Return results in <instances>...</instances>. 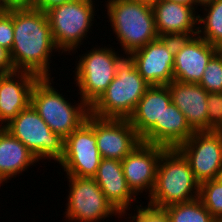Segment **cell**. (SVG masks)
Instances as JSON below:
<instances>
[{
    "instance_id": "6da1fadb",
    "label": "cell",
    "mask_w": 222,
    "mask_h": 222,
    "mask_svg": "<svg viewBox=\"0 0 222 222\" xmlns=\"http://www.w3.org/2000/svg\"><path fill=\"white\" fill-rule=\"evenodd\" d=\"M13 31L10 57L15 71L50 78L49 59L54 50L60 51L53 42L47 13L33 7H14Z\"/></svg>"
},
{
    "instance_id": "7a4b0ae2",
    "label": "cell",
    "mask_w": 222,
    "mask_h": 222,
    "mask_svg": "<svg viewBox=\"0 0 222 222\" xmlns=\"http://www.w3.org/2000/svg\"><path fill=\"white\" fill-rule=\"evenodd\" d=\"M200 183L177 149H166L158 162L156 183L147 205L158 209L199 198Z\"/></svg>"
},
{
    "instance_id": "3957f363",
    "label": "cell",
    "mask_w": 222,
    "mask_h": 222,
    "mask_svg": "<svg viewBox=\"0 0 222 222\" xmlns=\"http://www.w3.org/2000/svg\"><path fill=\"white\" fill-rule=\"evenodd\" d=\"M123 56L113 81L90 106L91 115L98 118L129 119L150 87L139 74L130 56Z\"/></svg>"
},
{
    "instance_id": "277c9868",
    "label": "cell",
    "mask_w": 222,
    "mask_h": 222,
    "mask_svg": "<svg viewBox=\"0 0 222 222\" xmlns=\"http://www.w3.org/2000/svg\"><path fill=\"white\" fill-rule=\"evenodd\" d=\"M106 2L108 22L126 56L159 38L151 5L134 0Z\"/></svg>"
},
{
    "instance_id": "5b68a950",
    "label": "cell",
    "mask_w": 222,
    "mask_h": 222,
    "mask_svg": "<svg viewBox=\"0 0 222 222\" xmlns=\"http://www.w3.org/2000/svg\"><path fill=\"white\" fill-rule=\"evenodd\" d=\"M51 81V77L36 81L31 91L30 104L50 129L65 139L86 121L90 107L82 99L80 103L71 105L52 86Z\"/></svg>"
},
{
    "instance_id": "8992f818",
    "label": "cell",
    "mask_w": 222,
    "mask_h": 222,
    "mask_svg": "<svg viewBox=\"0 0 222 222\" xmlns=\"http://www.w3.org/2000/svg\"><path fill=\"white\" fill-rule=\"evenodd\" d=\"M94 2L93 0H73L46 12L53 42L59 51L62 50L61 53L68 51L70 54V51L74 52L82 45V40L87 37L94 21L93 18L96 16Z\"/></svg>"
},
{
    "instance_id": "52a82bcc",
    "label": "cell",
    "mask_w": 222,
    "mask_h": 222,
    "mask_svg": "<svg viewBox=\"0 0 222 222\" xmlns=\"http://www.w3.org/2000/svg\"><path fill=\"white\" fill-rule=\"evenodd\" d=\"M99 47V48H98ZM94 47L82 54L75 68L80 98L90 107L116 76L117 66L124 58L111 47Z\"/></svg>"
},
{
    "instance_id": "ba28073f",
    "label": "cell",
    "mask_w": 222,
    "mask_h": 222,
    "mask_svg": "<svg viewBox=\"0 0 222 222\" xmlns=\"http://www.w3.org/2000/svg\"><path fill=\"white\" fill-rule=\"evenodd\" d=\"M3 128L21 141L38 160L49 158L58 163L63 157L64 138L50 129L31 104Z\"/></svg>"
},
{
    "instance_id": "9c48e42d",
    "label": "cell",
    "mask_w": 222,
    "mask_h": 222,
    "mask_svg": "<svg viewBox=\"0 0 222 222\" xmlns=\"http://www.w3.org/2000/svg\"><path fill=\"white\" fill-rule=\"evenodd\" d=\"M66 176L70 187L65 211L67 221L101 222L110 216L120 217L93 178Z\"/></svg>"
},
{
    "instance_id": "30bf717a",
    "label": "cell",
    "mask_w": 222,
    "mask_h": 222,
    "mask_svg": "<svg viewBox=\"0 0 222 222\" xmlns=\"http://www.w3.org/2000/svg\"><path fill=\"white\" fill-rule=\"evenodd\" d=\"M101 159L94 128L86 120L64 139V153L58 163L69 176L94 178Z\"/></svg>"
},
{
    "instance_id": "8fae6325",
    "label": "cell",
    "mask_w": 222,
    "mask_h": 222,
    "mask_svg": "<svg viewBox=\"0 0 222 222\" xmlns=\"http://www.w3.org/2000/svg\"><path fill=\"white\" fill-rule=\"evenodd\" d=\"M177 149L188 160L200 184L222 176V133L218 131L194 132Z\"/></svg>"
},
{
    "instance_id": "7c38bea8",
    "label": "cell",
    "mask_w": 222,
    "mask_h": 222,
    "mask_svg": "<svg viewBox=\"0 0 222 222\" xmlns=\"http://www.w3.org/2000/svg\"><path fill=\"white\" fill-rule=\"evenodd\" d=\"M176 38L159 37L129 56L150 86L170 84L173 78Z\"/></svg>"
},
{
    "instance_id": "4fadbf2b",
    "label": "cell",
    "mask_w": 222,
    "mask_h": 222,
    "mask_svg": "<svg viewBox=\"0 0 222 222\" xmlns=\"http://www.w3.org/2000/svg\"><path fill=\"white\" fill-rule=\"evenodd\" d=\"M86 120L94 128L102 158L121 161L142 142L128 119L98 118L89 114Z\"/></svg>"
},
{
    "instance_id": "5bb4252c",
    "label": "cell",
    "mask_w": 222,
    "mask_h": 222,
    "mask_svg": "<svg viewBox=\"0 0 222 222\" xmlns=\"http://www.w3.org/2000/svg\"><path fill=\"white\" fill-rule=\"evenodd\" d=\"M219 48L202 37L176 38L173 78L183 83H199L211 58Z\"/></svg>"
},
{
    "instance_id": "9a60e30c",
    "label": "cell",
    "mask_w": 222,
    "mask_h": 222,
    "mask_svg": "<svg viewBox=\"0 0 222 222\" xmlns=\"http://www.w3.org/2000/svg\"><path fill=\"white\" fill-rule=\"evenodd\" d=\"M167 148L141 142L121 160L124 177L131 191L137 196L146 189L152 194L158 162Z\"/></svg>"
},
{
    "instance_id": "2e32d148",
    "label": "cell",
    "mask_w": 222,
    "mask_h": 222,
    "mask_svg": "<svg viewBox=\"0 0 222 222\" xmlns=\"http://www.w3.org/2000/svg\"><path fill=\"white\" fill-rule=\"evenodd\" d=\"M195 9L193 5L158 0L152 5L158 36L182 38L197 35L199 25Z\"/></svg>"
},
{
    "instance_id": "e0dca14e",
    "label": "cell",
    "mask_w": 222,
    "mask_h": 222,
    "mask_svg": "<svg viewBox=\"0 0 222 222\" xmlns=\"http://www.w3.org/2000/svg\"><path fill=\"white\" fill-rule=\"evenodd\" d=\"M39 77L31 72L0 74V127H4L30 104L33 85Z\"/></svg>"
},
{
    "instance_id": "ac0fdd59",
    "label": "cell",
    "mask_w": 222,
    "mask_h": 222,
    "mask_svg": "<svg viewBox=\"0 0 222 222\" xmlns=\"http://www.w3.org/2000/svg\"><path fill=\"white\" fill-rule=\"evenodd\" d=\"M171 102L184 114L194 132L209 131L207 115L208 92L198 83L173 80L167 85Z\"/></svg>"
},
{
    "instance_id": "d6986e66",
    "label": "cell",
    "mask_w": 222,
    "mask_h": 222,
    "mask_svg": "<svg viewBox=\"0 0 222 222\" xmlns=\"http://www.w3.org/2000/svg\"><path fill=\"white\" fill-rule=\"evenodd\" d=\"M101 188L107 201L120 214V217L130 210L132 200L136 195L128 187L123 174L121 161L117 159L102 158L93 178ZM136 197V198H135Z\"/></svg>"
},
{
    "instance_id": "ffe728a7",
    "label": "cell",
    "mask_w": 222,
    "mask_h": 222,
    "mask_svg": "<svg viewBox=\"0 0 222 222\" xmlns=\"http://www.w3.org/2000/svg\"><path fill=\"white\" fill-rule=\"evenodd\" d=\"M193 133L184 114L171 102L161 115V123H156L141 141L174 149L185 143Z\"/></svg>"
},
{
    "instance_id": "44dd1931",
    "label": "cell",
    "mask_w": 222,
    "mask_h": 222,
    "mask_svg": "<svg viewBox=\"0 0 222 222\" xmlns=\"http://www.w3.org/2000/svg\"><path fill=\"white\" fill-rule=\"evenodd\" d=\"M171 103L167 85L150 86L129 117L132 127L142 138L156 123H161L164 109Z\"/></svg>"
},
{
    "instance_id": "7402d4cb",
    "label": "cell",
    "mask_w": 222,
    "mask_h": 222,
    "mask_svg": "<svg viewBox=\"0 0 222 222\" xmlns=\"http://www.w3.org/2000/svg\"><path fill=\"white\" fill-rule=\"evenodd\" d=\"M37 162L39 160L21 141L0 127V184L7 183Z\"/></svg>"
},
{
    "instance_id": "603a6c76",
    "label": "cell",
    "mask_w": 222,
    "mask_h": 222,
    "mask_svg": "<svg viewBox=\"0 0 222 222\" xmlns=\"http://www.w3.org/2000/svg\"><path fill=\"white\" fill-rule=\"evenodd\" d=\"M205 13L204 17L198 14L197 35L205 39L211 45L222 46V0H215L212 3L201 7Z\"/></svg>"
},
{
    "instance_id": "cb8c5ba5",
    "label": "cell",
    "mask_w": 222,
    "mask_h": 222,
    "mask_svg": "<svg viewBox=\"0 0 222 222\" xmlns=\"http://www.w3.org/2000/svg\"><path fill=\"white\" fill-rule=\"evenodd\" d=\"M163 210L169 222H219L210 214L199 198L174 204Z\"/></svg>"
},
{
    "instance_id": "d4e9b609",
    "label": "cell",
    "mask_w": 222,
    "mask_h": 222,
    "mask_svg": "<svg viewBox=\"0 0 222 222\" xmlns=\"http://www.w3.org/2000/svg\"><path fill=\"white\" fill-rule=\"evenodd\" d=\"M199 199L210 214L222 222V176L200 184Z\"/></svg>"
},
{
    "instance_id": "484cf974",
    "label": "cell",
    "mask_w": 222,
    "mask_h": 222,
    "mask_svg": "<svg viewBox=\"0 0 222 222\" xmlns=\"http://www.w3.org/2000/svg\"><path fill=\"white\" fill-rule=\"evenodd\" d=\"M198 84L208 93L222 92V53L220 51L208 62Z\"/></svg>"
},
{
    "instance_id": "4316f807",
    "label": "cell",
    "mask_w": 222,
    "mask_h": 222,
    "mask_svg": "<svg viewBox=\"0 0 222 222\" xmlns=\"http://www.w3.org/2000/svg\"><path fill=\"white\" fill-rule=\"evenodd\" d=\"M207 115L209 131H217L222 126V92L208 93Z\"/></svg>"
},
{
    "instance_id": "83f0119b",
    "label": "cell",
    "mask_w": 222,
    "mask_h": 222,
    "mask_svg": "<svg viewBox=\"0 0 222 222\" xmlns=\"http://www.w3.org/2000/svg\"><path fill=\"white\" fill-rule=\"evenodd\" d=\"M13 8L0 10V46L11 51L13 46Z\"/></svg>"
},
{
    "instance_id": "f1b7e54d",
    "label": "cell",
    "mask_w": 222,
    "mask_h": 222,
    "mask_svg": "<svg viewBox=\"0 0 222 222\" xmlns=\"http://www.w3.org/2000/svg\"><path fill=\"white\" fill-rule=\"evenodd\" d=\"M137 214L130 215V222H169L168 217L163 209L154 208L152 206H145L143 208L142 204L136 207ZM132 216V217H131Z\"/></svg>"
},
{
    "instance_id": "f546056e",
    "label": "cell",
    "mask_w": 222,
    "mask_h": 222,
    "mask_svg": "<svg viewBox=\"0 0 222 222\" xmlns=\"http://www.w3.org/2000/svg\"><path fill=\"white\" fill-rule=\"evenodd\" d=\"M14 71L10 52L0 46V74H8Z\"/></svg>"
},
{
    "instance_id": "4dcf8cb0",
    "label": "cell",
    "mask_w": 222,
    "mask_h": 222,
    "mask_svg": "<svg viewBox=\"0 0 222 222\" xmlns=\"http://www.w3.org/2000/svg\"><path fill=\"white\" fill-rule=\"evenodd\" d=\"M73 0H33L32 6L35 9H39L40 11L47 12L53 7L58 5H62L67 2H71Z\"/></svg>"
},
{
    "instance_id": "1f68e13d",
    "label": "cell",
    "mask_w": 222,
    "mask_h": 222,
    "mask_svg": "<svg viewBox=\"0 0 222 222\" xmlns=\"http://www.w3.org/2000/svg\"><path fill=\"white\" fill-rule=\"evenodd\" d=\"M33 0H0V10L14 7H31Z\"/></svg>"
},
{
    "instance_id": "d6a6232c",
    "label": "cell",
    "mask_w": 222,
    "mask_h": 222,
    "mask_svg": "<svg viewBox=\"0 0 222 222\" xmlns=\"http://www.w3.org/2000/svg\"><path fill=\"white\" fill-rule=\"evenodd\" d=\"M213 1H215V0H193V6L196 5L195 7H198V6L204 7L205 5H208V4L212 3Z\"/></svg>"
},
{
    "instance_id": "836d02e7",
    "label": "cell",
    "mask_w": 222,
    "mask_h": 222,
    "mask_svg": "<svg viewBox=\"0 0 222 222\" xmlns=\"http://www.w3.org/2000/svg\"><path fill=\"white\" fill-rule=\"evenodd\" d=\"M168 1H173L184 5H193V0H168Z\"/></svg>"
},
{
    "instance_id": "e575fe53",
    "label": "cell",
    "mask_w": 222,
    "mask_h": 222,
    "mask_svg": "<svg viewBox=\"0 0 222 222\" xmlns=\"http://www.w3.org/2000/svg\"><path fill=\"white\" fill-rule=\"evenodd\" d=\"M134 1H137V2H141V3H146L148 5H154L158 0H134Z\"/></svg>"
},
{
    "instance_id": "d590c367",
    "label": "cell",
    "mask_w": 222,
    "mask_h": 222,
    "mask_svg": "<svg viewBox=\"0 0 222 222\" xmlns=\"http://www.w3.org/2000/svg\"><path fill=\"white\" fill-rule=\"evenodd\" d=\"M217 131L222 133V126Z\"/></svg>"
},
{
    "instance_id": "8d00e7d4",
    "label": "cell",
    "mask_w": 222,
    "mask_h": 222,
    "mask_svg": "<svg viewBox=\"0 0 222 222\" xmlns=\"http://www.w3.org/2000/svg\"><path fill=\"white\" fill-rule=\"evenodd\" d=\"M219 51L222 53V46L219 47Z\"/></svg>"
}]
</instances>
